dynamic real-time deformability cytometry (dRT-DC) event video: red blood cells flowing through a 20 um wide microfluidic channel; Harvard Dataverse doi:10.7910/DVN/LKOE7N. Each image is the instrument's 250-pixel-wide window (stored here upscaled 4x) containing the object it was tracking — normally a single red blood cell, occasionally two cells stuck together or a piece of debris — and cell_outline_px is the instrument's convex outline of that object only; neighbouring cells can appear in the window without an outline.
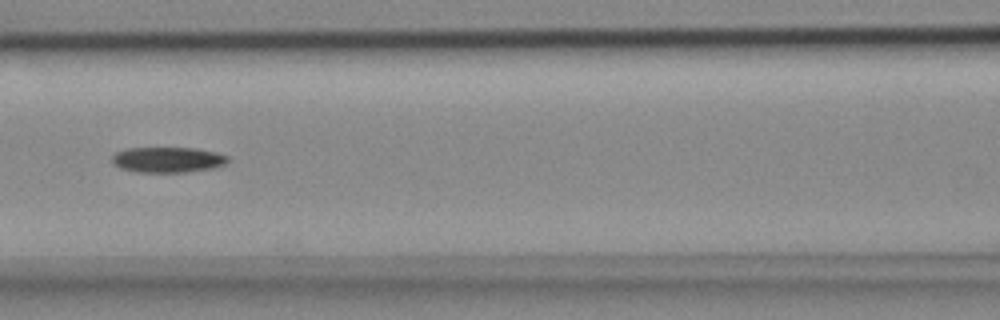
{"species": "common noctule bat (a hibernating species)", "species_latin": "Nyctalus noctula", "temperature_condition": "cold", "stored_images_in_passage": 7, "camera_frame_rate_fps": 3000, "um_per_image_px": 0.085, "animal": {"sex": "female", "body_mass_g": 18.4}, "frame": {"image": 1, "passage_image": 6, "time_ms": 1.667, "image_size_px": [1000, 320], "cell_outline_px": [[228, 160], [224, 164], [212, 168], [184, 172], [136, 172], [120, 168], [112, 160], [112, 156], [116, 152], [128, 148], [196, 148], [216, 152], [228, 156]], "centroid_in_image_um": [14.25, 13.57], "position_along_channel_um": 152.3, "area_um2": 17.05}}
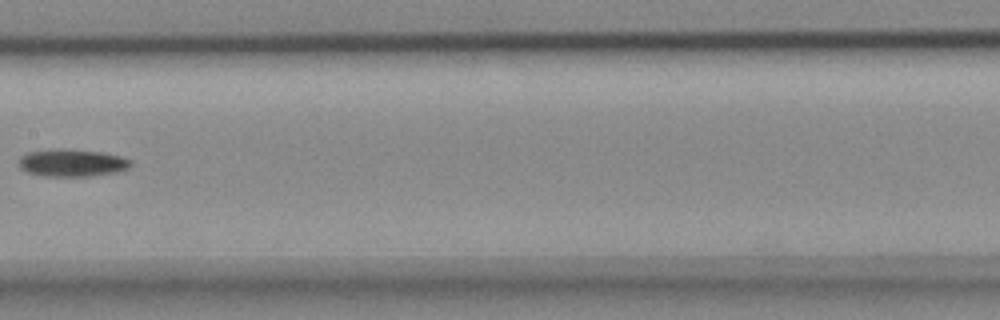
{"frame": {"image": 2, "passage_image": 7, "time_ms": 2.0, "image_size_px": [1000, 320], "cell_outline_px": [[132, 164], [128, 168], [116, 172], [88, 176], [44, 176], [28, 172], [20, 168], [20, 156], [28, 152], [52, 148], [72, 148], [100, 152], [120, 156], [132, 160]], "centroid_in_image_um": [6.12, 13.82], "position_along_channel_um": 201.3, "area_um2": 18.03}}